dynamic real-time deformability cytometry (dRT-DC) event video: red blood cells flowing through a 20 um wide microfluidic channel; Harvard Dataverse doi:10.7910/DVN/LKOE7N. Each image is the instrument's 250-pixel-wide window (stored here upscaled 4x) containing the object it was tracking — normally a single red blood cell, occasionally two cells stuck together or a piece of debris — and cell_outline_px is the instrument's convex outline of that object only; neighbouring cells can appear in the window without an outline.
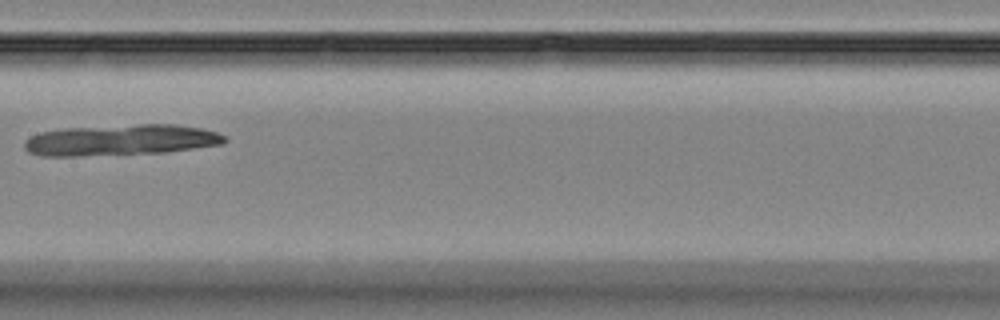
{"species": "Egyptian fruit bat (a non-hibernating species)", "species_latin": "Rousettus aegyptiacus", "temperature_condition": "room temperature", "stored_images_in_passage": 12, "camera_frame_rate_fps": 3000, "um_per_image_px": 0.085, "animal": {"sex": "female"}, "frame": {"image": 1, "passage_image": 9, "time_ms": 10.333, "image_size_px": [1000, 320], "cell_outline_px": [[228, 140], [224, 144], [164, 152], [76, 156], [40, 156], [28, 152], [24, 148], [24, 140], [40, 132], [64, 128], [140, 124], [172, 124], [200, 128], [216, 132], [228, 136]], "centroid_in_image_um": [10.27, 11.9], "position_along_channel_um": 197.1, "area_um2": 36.18}}
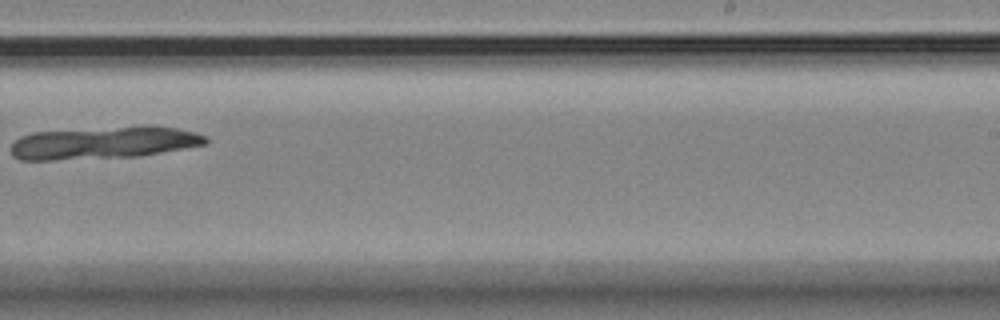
{"frame": {"image": 2, "passage_image": 11, "time_ms": 12.667, "image_size_px": [1000, 320], "cell_outline_px": [[208, 144], [140, 156], [52, 160], [20, 160], [12, 156], [12, 144], [20, 136], [32, 132], [120, 128], [176, 128], [196, 132], [208, 136]], "centroid_in_image_um": [8.79, 12.17], "position_along_channel_um": 280.2, "area_um2": 35.72}}
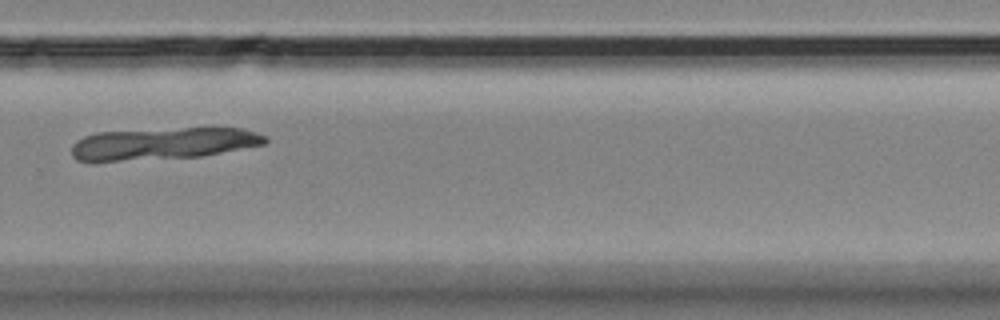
{"frame": {"image": 3, "passage_image": 12, "time_ms": 13.667, "image_size_px": [1000, 320], "cell_outline_px": [[268, 140], [264, 144], [200, 156], [96, 164], [92, 164], [76, 160], [72, 156], [72, 144], [76, 140], [84, 136], [96, 132], [184, 128], [244, 128], [268, 136]], "centroid_in_image_um": [13.73, 12.24], "position_along_channel_um": 316.1, "area_um2": 36.99}}